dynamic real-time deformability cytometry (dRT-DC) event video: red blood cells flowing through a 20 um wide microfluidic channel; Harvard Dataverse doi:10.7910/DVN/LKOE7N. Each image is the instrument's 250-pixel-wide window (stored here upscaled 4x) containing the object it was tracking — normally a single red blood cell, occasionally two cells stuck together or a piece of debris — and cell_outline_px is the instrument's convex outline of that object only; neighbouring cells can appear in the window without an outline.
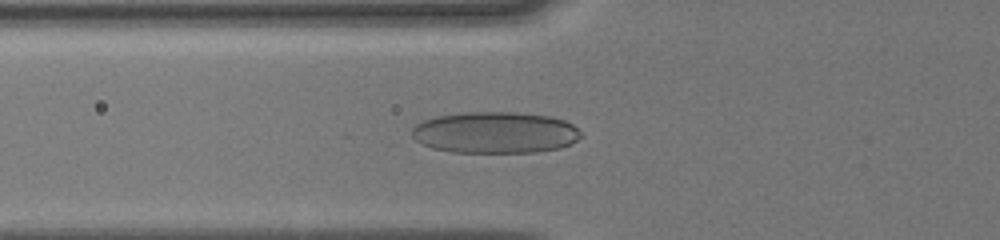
{"species": "human", "species_latin": "Homo sapiens", "temperature_condition": "cold", "stored_images_in_passage": 43, "camera_frame_rate_fps": 3000, "um_per_image_px": 0.085, "donor": {"sex": "male"}, "frame": {"image": 1, "passage_image": 3, "time_ms": 0.667, "image_size_px": [1000, 240], "cell_outline_px": [[584, 136], [572, 144], [560, 148], [536, 152], [452, 152], [432, 148], [416, 140], [412, 136], [412, 128], [416, 124], [424, 120], [436, 116], [460, 112], [512, 112], [548, 116], [564, 120], [572, 124]], "centroid_in_image_um": [42.1, 11.26], "position_along_channel_um": 83.7, "area_um2": 40.98}}
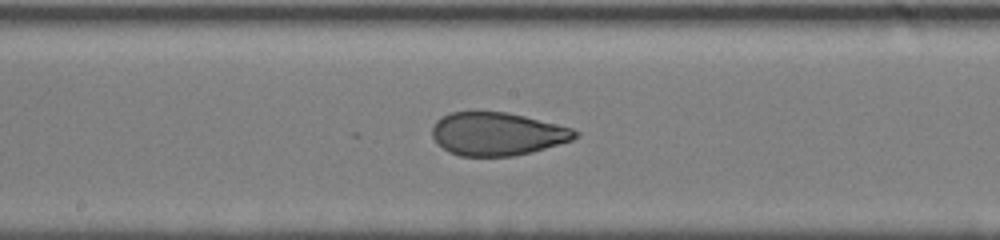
{"frame": {"image": 2, "passage_image": 19, "time_ms": 3.667, "image_size_px": [1000, 240], "cell_outline_px": [[580, 136], [572, 140], [532, 152], [516, 156], [460, 156], [448, 152], [432, 136], [432, 124], [436, 120], [452, 112], [476, 108], [508, 112], [572, 128], [580, 132]], "centroid_in_image_um": [42.25, 11.34], "position_along_channel_um": 206.0, "area_um2": 36.65}}
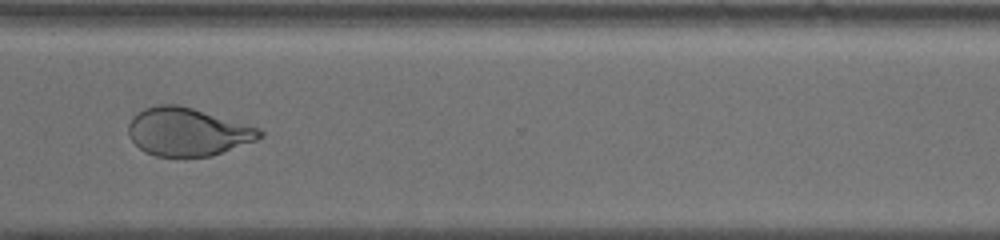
{"frame": {"image": 3, "passage_image": 42, "time_ms": 7.333, "image_size_px": [1000, 240], "cell_outline_px": [[264, 136], [256, 140], [212, 156], [156, 156], [144, 152], [132, 140], [128, 132], [128, 124], [132, 116], [144, 108], [156, 104], [180, 104], [260, 128], [264, 132]], "centroid_in_image_um": [15.94, 11.19], "position_along_channel_um": 354.7, "area_um2": 36.88}}